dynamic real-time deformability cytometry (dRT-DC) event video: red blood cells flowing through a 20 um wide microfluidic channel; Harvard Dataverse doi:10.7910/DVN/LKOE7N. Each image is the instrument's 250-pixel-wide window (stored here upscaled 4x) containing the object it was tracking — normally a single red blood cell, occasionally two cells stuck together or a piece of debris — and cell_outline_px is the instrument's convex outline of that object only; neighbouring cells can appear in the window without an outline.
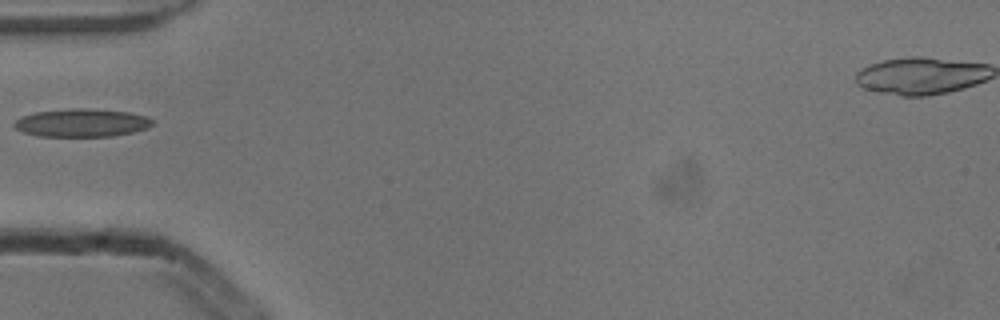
{"species": "common noctule bat (a hibernating species)", "species_latin": "Nyctalus noctula", "temperature_condition": "cold", "stored_images_in_passage": 6, "camera_frame_rate_fps": 3000, "um_per_image_px": 0.085, "animal": {"sex": "male", "body_mass_g": 13.3}, "frame": {"image": 1, "passage_image": 5, "time_ms": 1.333, "image_size_px": [1000, 320], "cell_outline_px": [[156, 120], [148, 128], [132, 132], [112, 136], [40, 136], [24, 132], [16, 128], [12, 124], [20, 116], [36, 112], [68, 108], [88, 108], [128, 112], [148, 116]], "centroid_in_image_um": [6.97, 10.43], "position_along_channel_um": 78.0, "area_um2": 22.72}}
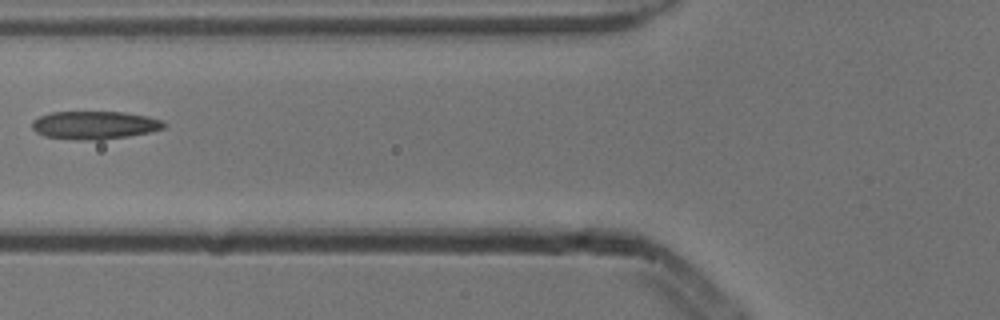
{"frame": {"image": 2, "passage_image": 6, "time_ms": 1.667, "image_size_px": [1000, 320], "cell_outline_px": [[168, 124], [164, 128], [148, 132], [128, 136], [100, 140], [80, 140], [44, 136], [36, 132], [32, 128], [32, 120], [40, 116], [52, 112], [124, 112], [148, 116], [164, 120]], "centroid_in_image_um": [8.06, 10.63], "position_along_channel_um": 117.7, "area_um2": 21.68}}